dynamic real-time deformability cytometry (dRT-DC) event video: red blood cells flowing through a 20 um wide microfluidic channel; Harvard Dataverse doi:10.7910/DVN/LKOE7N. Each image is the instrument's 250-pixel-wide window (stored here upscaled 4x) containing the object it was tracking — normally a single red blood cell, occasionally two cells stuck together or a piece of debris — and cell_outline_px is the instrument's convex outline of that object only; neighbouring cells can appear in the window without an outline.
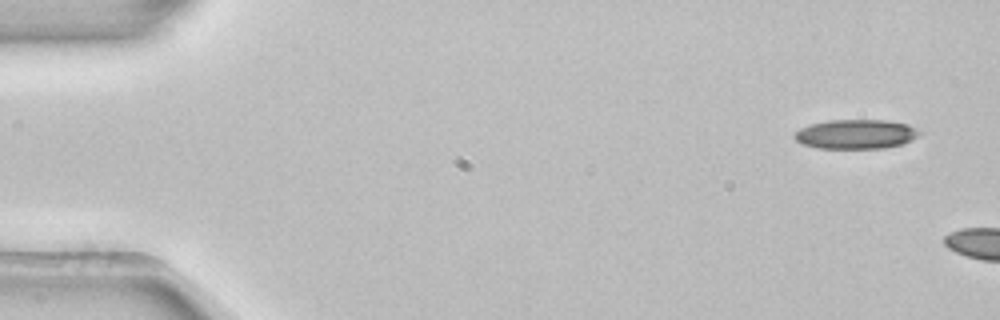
{"species": "common noctule bat (a hibernating species)", "species_latin": "Nyctalus noctula", "temperature_condition": "room temperature", "stored_images_in_passage": 2, "camera_frame_rate_fps": 3000, "um_per_image_px": 0.085, "animal": {"sex": "female", "body_mass_g": 22.7, "forearm_length_mm": 54.2}, "frame": {"image": 1, "passage_image": 1, "time_ms": 0.0, "image_size_px": [1000, 320], "cell_outline_px": [[924, 132], [912, 140], [904, 144], [884, 148], [816, 148], [800, 144], [792, 136], [800, 128], [812, 124], [828, 120], [888, 120], [908, 124]], "centroid_in_image_um": [72.78, 11.4], "position_along_channel_um": 12.2, "area_um2": 21.68}}